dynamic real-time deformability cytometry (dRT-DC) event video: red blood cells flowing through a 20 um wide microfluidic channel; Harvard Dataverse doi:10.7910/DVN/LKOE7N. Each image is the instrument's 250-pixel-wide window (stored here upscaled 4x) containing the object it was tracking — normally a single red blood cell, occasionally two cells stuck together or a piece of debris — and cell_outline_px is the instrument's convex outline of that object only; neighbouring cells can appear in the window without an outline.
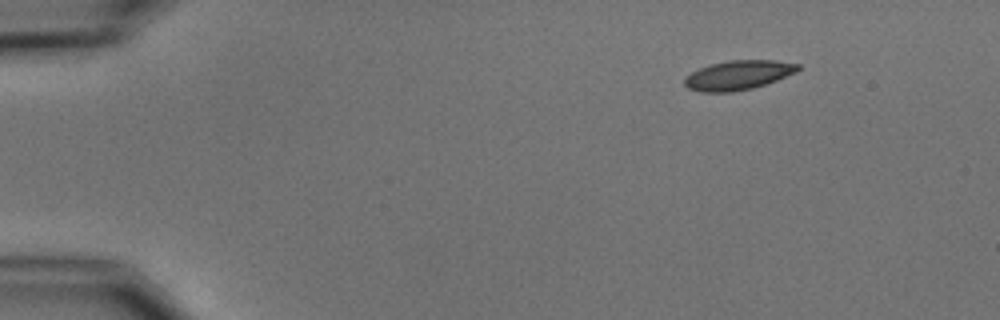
{"species": "common noctule bat (a hibernating species)", "species_latin": "Nyctalus noctula", "temperature_condition": "cold", "stored_images_in_passage": 3, "camera_frame_rate_fps": 3000, "um_per_image_px": 0.085, "animal": {"sex": "male", "body_mass_g": 15.6}, "frame": {"image": 1, "passage_image": 1, "time_ms": 0.0, "image_size_px": [1000, 320], "cell_outline_px": [[800, 68], [796, 72], [776, 80], [752, 88], [732, 92], [700, 92], [688, 88], [684, 84], [684, 76], [708, 64], [728, 60], [776, 60], [800, 64]], "centroid_in_image_um": [62.72, 6.38], "position_along_channel_um": 22.3, "area_um2": 19.48}}